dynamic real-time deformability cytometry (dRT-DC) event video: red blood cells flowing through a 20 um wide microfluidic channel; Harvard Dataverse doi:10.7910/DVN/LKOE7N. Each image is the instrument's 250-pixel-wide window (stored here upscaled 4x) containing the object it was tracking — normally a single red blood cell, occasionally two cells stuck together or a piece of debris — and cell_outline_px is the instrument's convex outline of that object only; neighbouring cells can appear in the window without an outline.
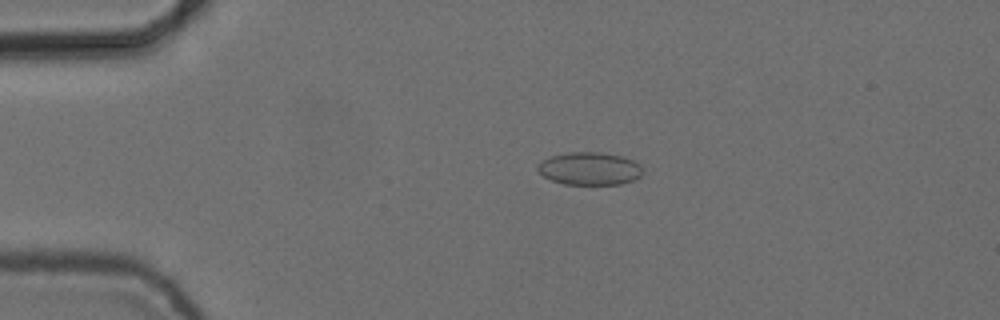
{"species": "common noctule bat (a hibernating species)", "species_latin": "Nyctalus noctula", "temperature_condition": "cold", "stored_images_in_passage": 4, "camera_frame_rate_fps": 3000, "um_per_image_px": 0.085, "animal": {"sex": "female", "body_mass_g": 24.6, "forearm_length_mm": 56.2}, "frame": {"image": 1, "passage_image": 1, "time_ms": 0.0, "image_size_px": [1000, 320], "cell_outline_px": [[644, 172], [640, 176], [632, 180], [620, 184], [564, 184], [552, 180], [544, 176], [536, 168], [536, 164], [540, 160], [552, 156], [568, 152], [604, 152], [624, 156], [640, 164]], "centroid_in_image_um": [50.11, 14.31], "position_along_channel_um": 34.9, "area_um2": 20.23}}
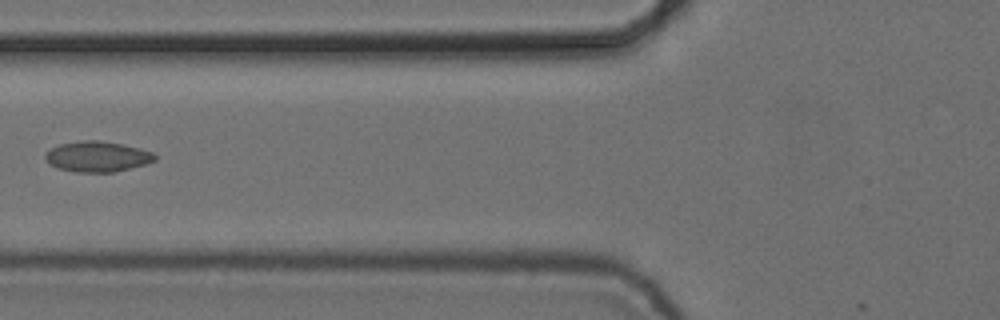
{"frame": {"image": 2, "passage_image": 4, "time_ms": 1.0, "image_size_px": [1000, 320], "cell_outline_px": [[156, 160], [144, 164], [112, 172], [76, 172], [60, 168], [52, 164], [44, 156], [52, 148], [60, 144], [80, 140], [100, 140], [140, 148], [152, 152], [156, 156]], "centroid_in_image_um": [8.29, 13.29], "position_along_channel_um": 117.5, "area_um2": 19.07}}